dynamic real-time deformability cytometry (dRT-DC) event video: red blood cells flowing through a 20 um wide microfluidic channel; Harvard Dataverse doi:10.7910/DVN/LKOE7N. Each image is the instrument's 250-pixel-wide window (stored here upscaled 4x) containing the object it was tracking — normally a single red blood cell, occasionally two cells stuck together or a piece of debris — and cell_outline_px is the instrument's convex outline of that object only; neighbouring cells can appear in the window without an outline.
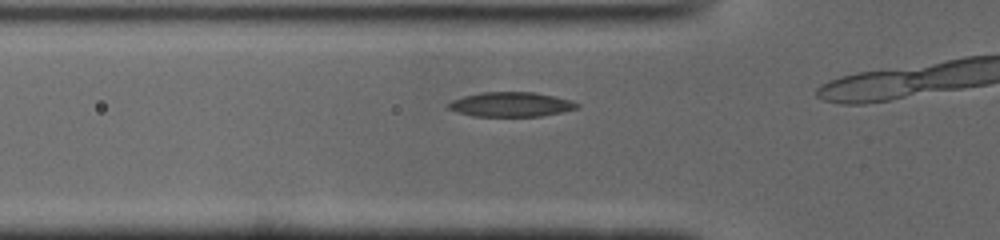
{"species": "common noctule bat (a hibernating species)", "species_latin": "Nyctalus noctula", "temperature_condition": "cold", "stored_images_in_passage": 12, "camera_frame_rate_fps": 3000, "um_per_image_px": 0.085, "animal": {"sex": "male", "body_mass_g": 19.0, "forearm_length_mm": 50.8}, "frame": {"image": 1, "passage_image": 7, "time_ms": 2.0, "image_size_px": [1000, 240], "cell_outline_px": [[580, 108], [540, 116], [472, 116], [448, 108], [448, 104], [452, 100], [464, 96], [484, 92], [532, 92], [552, 96], [568, 100], [580, 104]], "centroid_in_image_um": [43.44, 8.88], "position_along_channel_um": 82.4, "area_um2": 18.09}}
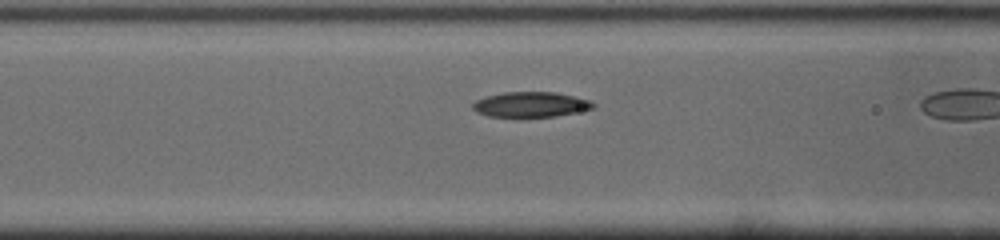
{"frame": {"image": 2, "passage_image": 10, "time_ms": 3.0, "image_size_px": [1000, 240], "cell_outline_px": [[596, 108], [556, 116], [488, 116], [476, 112], [472, 108], [472, 104], [476, 100], [488, 96], [504, 92], [556, 92], [576, 96], [592, 100], [596, 104]], "centroid_in_image_um": [45.17, 8.87], "position_along_channel_um": 121.4, "area_um2": 17.69}}